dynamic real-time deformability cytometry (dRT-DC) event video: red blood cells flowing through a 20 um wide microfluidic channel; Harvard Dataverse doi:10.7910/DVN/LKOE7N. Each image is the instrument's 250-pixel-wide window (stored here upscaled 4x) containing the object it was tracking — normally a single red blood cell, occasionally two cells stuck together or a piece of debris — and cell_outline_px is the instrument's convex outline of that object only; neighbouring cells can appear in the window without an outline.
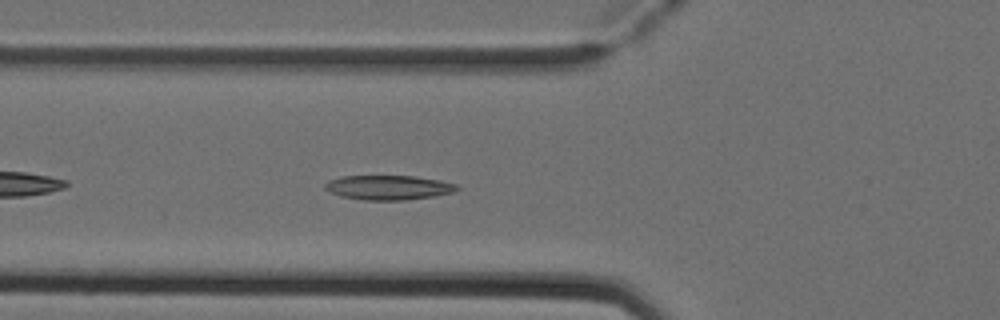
{"species": "Egyptian fruit bat (a non-hibernating species)", "species_latin": "Rousettus aegyptiacus", "temperature_condition": "cold", "stored_images_in_passage": 39, "camera_frame_rate_fps": 3000, "um_per_image_px": 0.085, "animal": {"sex": "female"}, "frame": {"image": 1, "passage_image": 6, "time_ms": 1.667, "image_size_px": [1000, 320], "cell_outline_px": [[460, 188], [452, 192], [432, 196], [404, 200], [364, 200], [340, 196], [328, 192], [324, 188], [324, 184], [328, 180], [340, 176], [416, 176], [440, 180], [456, 184]], "centroid_in_image_um": [32.96, 15.93], "position_along_channel_um": 92.8, "area_um2": 18.9}}
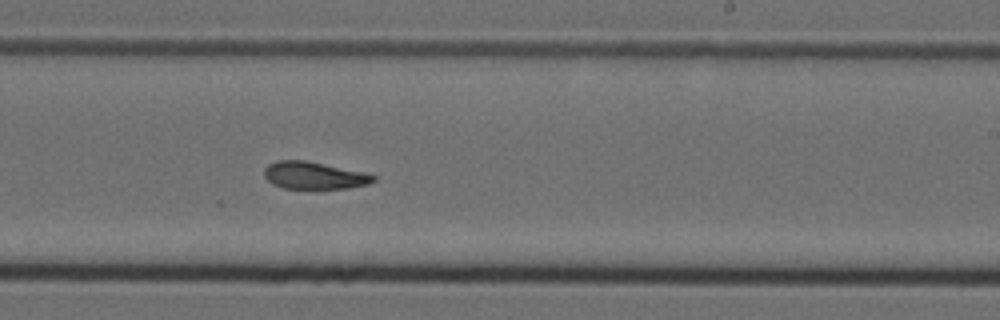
{"frame": {"image": 2, "passage_image": 19, "time_ms": 6.0, "image_size_px": [1000, 320], "cell_outline_px": [[376, 180], [368, 184], [348, 188], [284, 188], [272, 184], [264, 176], [264, 168], [268, 164], [276, 160], [304, 160], [364, 172], [376, 176]], "centroid_in_image_um": [26.68, 14.91], "position_along_channel_um": 262.3, "area_um2": 17.28}}
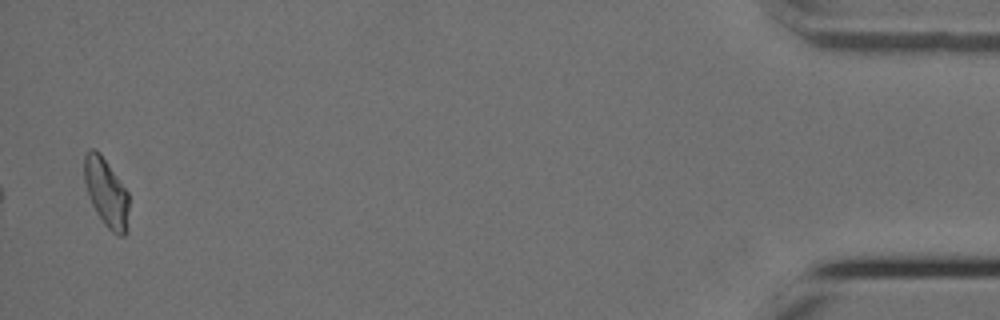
{"frame": {"image": 3, "passage_image": 38, "time_ms": 12.333, "image_size_px": [1000, 320], "cell_outline_px": [[128, 228], [124, 236], [116, 236], [104, 224], [92, 204], [88, 196], [84, 184], [84, 156], [88, 148], [96, 148], [100, 152], [128, 192]], "centroid_in_image_um": [9.02, 16.35], "position_along_channel_um": 426.2, "area_um2": 18.03}, "authors_computed_cell_mechanics": {"area_um2": 18.0336, "velocity_mm_per_s": 3.9003, "shape_relaxation_time_tau1_ms": 5.439, "shape_relaxation_time_tau2_ms": 6.8339, "deformation_change_tau1": 0.1546, "deformation_change_tau2": 0.143}}